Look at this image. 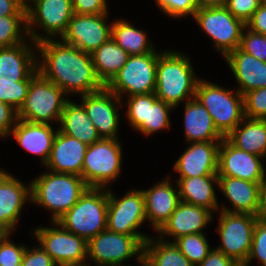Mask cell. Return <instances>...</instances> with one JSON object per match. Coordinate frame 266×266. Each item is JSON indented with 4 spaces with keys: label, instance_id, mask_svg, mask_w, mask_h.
I'll return each mask as SVG.
<instances>
[{
    "label": "cell",
    "instance_id": "6da1fadb",
    "mask_svg": "<svg viewBox=\"0 0 266 266\" xmlns=\"http://www.w3.org/2000/svg\"><path fill=\"white\" fill-rule=\"evenodd\" d=\"M37 69L71 99L102 90L90 53L64 43L47 39L37 43Z\"/></svg>",
    "mask_w": 266,
    "mask_h": 266
},
{
    "label": "cell",
    "instance_id": "7a4b0ae2",
    "mask_svg": "<svg viewBox=\"0 0 266 266\" xmlns=\"http://www.w3.org/2000/svg\"><path fill=\"white\" fill-rule=\"evenodd\" d=\"M182 51L163 49L156 68L155 96L174 109L195 97L196 86L201 78L195 72L191 56Z\"/></svg>",
    "mask_w": 266,
    "mask_h": 266
},
{
    "label": "cell",
    "instance_id": "3957f363",
    "mask_svg": "<svg viewBox=\"0 0 266 266\" xmlns=\"http://www.w3.org/2000/svg\"><path fill=\"white\" fill-rule=\"evenodd\" d=\"M30 182L31 205L49 211L52 222L64 215L89 188L81 176L47 169Z\"/></svg>",
    "mask_w": 266,
    "mask_h": 266
},
{
    "label": "cell",
    "instance_id": "277c9868",
    "mask_svg": "<svg viewBox=\"0 0 266 266\" xmlns=\"http://www.w3.org/2000/svg\"><path fill=\"white\" fill-rule=\"evenodd\" d=\"M195 98L208 110L217 131L226 138L244 118L243 95L236 88L199 79Z\"/></svg>",
    "mask_w": 266,
    "mask_h": 266
},
{
    "label": "cell",
    "instance_id": "5b68a950",
    "mask_svg": "<svg viewBox=\"0 0 266 266\" xmlns=\"http://www.w3.org/2000/svg\"><path fill=\"white\" fill-rule=\"evenodd\" d=\"M108 189L88 188L56 222L87 242L107 229Z\"/></svg>",
    "mask_w": 266,
    "mask_h": 266
},
{
    "label": "cell",
    "instance_id": "8992f818",
    "mask_svg": "<svg viewBox=\"0 0 266 266\" xmlns=\"http://www.w3.org/2000/svg\"><path fill=\"white\" fill-rule=\"evenodd\" d=\"M152 235H126L105 229L87 242V265L124 266L134 257L138 262L144 256V243Z\"/></svg>",
    "mask_w": 266,
    "mask_h": 266
},
{
    "label": "cell",
    "instance_id": "52a82bcc",
    "mask_svg": "<svg viewBox=\"0 0 266 266\" xmlns=\"http://www.w3.org/2000/svg\"><path fill=\"white\" fill-rule=\"evenodd\" d=\"M119 139H100L88 145L81 177L89 188H111L123 167V145Z\"/></svg>",
    "mask_w": 266,
    "mask_h": 266
},
{
    "label": "cell",
    "instance_id": "ba28073f",
    "mask_svg": "<svg viewBox=\"0 0 266 266\" xmlns=\"http://www.w3.org/2000/svg\"><path fill=\"white\" fill-rule=\"evenodd\" d=\"M69 97L53 82L38 73L31 81L24 103L17 111L19 120L50 124L60 122Z\"/></svg>",
    "mask_w": 266,
    "mask_h": 266
},
{
    "label": "cell",
    "instance_id": "9c48e42d",
    "mask_svg": "<svg viewBox=\"0 0 266 266\" xmlns=\"http://www.w3.org/2000/svg\"><path fill=\"white\" fill-rule=\"evenodd\" d=\"M73 14L71 0H27L28 37L34 43L47 39H61Z\"/></svg>",
    "mask_w": 266,
    "mask_h": 266
},
{
    "label": "cell",
    "instance_id": "30bf717a",
    "mask_svg": "<svg viewBox=\"0 0 266 266\" xmlns=\"http://www.w3.org/2000/svg\"><path fill=\"white\" fill-rule=\"evenodd\" d=\"M161 49L142 55H131L127 62L105 86L120 99L133 95L154 93L156 68Z\"/></svg>",
    "mask_w": 266,
    "mask_h": 266
},
{
    "label": "cell",
    "instance_id": "8fae6325",
    "mask_svg": "<svg viewBox=\"0 0 266 266\" xmlns=\"http://www.w3.org/2000/svg\"><path fill=\"white\" fill-rule=\"evenodd\" d=\"M121 100L122 106L126 107L124 116L128 125L145 138L171 129L170 113L175 109L158 99L155 93L133 95Z\"/></svg>",
    "mask_w": 266,
    "mask_h": 266
},
{
    "label": "cell",
    "instance_id": "7c38bea8",
    "mask_svg": "<svg viewBox=\"0 0 266 266\" xmlns=\"http://www.w3.org/2000/svg\"><path fill=\"white\" fill-rule=\"evenodd\" d=\"M32 230L29 229L31 239L37 241L57 266L87 264V241L58 222L50 221L49 226L37 225Z\"/></svg>",
    "mask_w": 266,
    "mask_h": 266
},
{
    "label": "cell",
    "instance_id": "4fadbf2b",
    "mask_svg": "<svg viewBox=\"0 0 266 266\" xmlns=\"http://www.w3.org/2000/svg\"><path fill=\"white\" fill-rule=\"evenodd\" d=\"M216 232L220 245L214 247L235 263L246 262L252 245L258 216L248 213H231L219 210Z\"/></svg>",
    "mask_w": 266,
    "mask_h": 266
},
{
    "label": "cell",
    "instance_id": "5bb4252c",
    "mask_svg": "<svg viewBox=\"0 0 266 266\" xmlns=\"http://www.w3.org/2000/svg\"><path fill=\"white\" fill-rule=\"evenodd\" d=\"M193 20L202 29L200 31L210 38L214 50L221 57L240 46L245 24L224 6L198 9Z\"/></svg>",
    "mask_w": 266,
    "mask_h": 266
},
{
    "label": "cell",
    "instance_id": "9a60e30c",
    "mask_svg": "<svg viewBox=\"0 0 266 266\" xmlns=\"http://www.w3.org/2000/svg\"><path fill=\"white\" fill-rule=\"evenodd\" d=\"M115 193L108 189L107 229L126 235H148L138 230L147 223L142 190L134 187L122 196Z\"/></svg>",
    "mask_w": 266,
    "mask_h": 266
},
{
    "label": "cell",
    "instance_id": "2e32d148",
    "mask_svg": "<svg viewBox=\"0 0 266 266\" xmlns=\"http://www.w3.org/2000/svg\"><path fill=\"white\" fill-rule=\"evenodd\" d=\"M91 122L101 139H119L122 100L106 87L102 90L79 96Z\"/></svg>",
    "mask_w": 266,
    "mask_h": 266
},
{
    "label": "cell",
    "instance_id": "e0dca14e",
    "mask_svg": "<svg viewBox=\"0 0 266 266\" xmlns=\"http://www.w3.org/2000/svg\"><path fill=\"white\" fill-rule=\"evenodd\" d=\"M109 15L110 13L98 15L74 13L61 40L91 54L111 38L113 20L109 21Z\"/></svg>",
    "mask_w": 266,
    "mask_h": 266
},
{
    "label": "cell",
    "instance_id": "ac0fdd59",
    "mask_svg": "<svg viewBox=\"0 0 266 266\" xmlns=\"http://www.w3.org/2000/svg\"><path fill=\"white\" fill-rule=\"evenodd\" d=\"M27 183L0 170V233L17 232L22 211L31 204V182Z\"/></svg>",
    "mask_w": 266,
    "mask_h": 266
},
{
    "label": "cell",
    "instance_id": "d6986e66",
    "mask_svg": "<svg viewBox=\"0 0 266 266\" xmlns=\"http://www.w3.org/2000/svg\"><path fill=\"white\" fill-rule=\"evenodd\" d=\"M217 175L261 182L265 177L264 158L240 150L223 138L218 152Z\"/></svg>",
    "mask_w": 266,
    "mask_h": 266
},
{
    "label": "cell",
    "instance_id": "ffe728a7",
    "mask_svg": "<svg viewBox=\"0 0 266 266\" xmlns=\"http://www.w3.org/2000/svg\"><path fill=\"white\" fill-rule=\"evenodd\" d=\"M164 179L155 182L151 187L141 189L144 196L145 213L149 228L155 233L172 215L175 208L181 202L177 182L171 178L173 175H165Z\"/></svg>",
    "mask_w": 266,
    "mask_h": 266
},
{
    "label": "cell",
    "instance_id": "44dd1931",
    "mask_svg": "<svg viewBox=\"0 0 266 266\" xmlns=\"http://www.w3.org/2000/svg\"><path fill=\"white\" fill-rule=\"evenodd\" d=\"M215 216L204 207L180 202L155 236L163 241L173 242L184 235L206 233L205 229L212 224Z\"/></svg>",
    "mask_w": 266,
    "mask_h": 266
},
{
    "label": "cell",
    "instance_id": "7402d4cb",
    "mask_svg": "<svg viewBox=\"0 0 266 266\" xmlns=\"http://www.w3.org/2000/svg\"><path fill=\"white\" fill-rule=\"evenodd\" d=\"M221 141L192 142L175 160L174 177H201L217 175L218 152Z\"/></svg>",
    "mask_w": 266,
    "mask_h": 266
},
{
    "label": "cell",
    "instance_id": "603a6c76",
    "mask_svg": "<svg viewBox=\"0 0 266 266\" xmlns=\"http://www.w3.org/2000/svg\"><path fill=\"white\" fill-rule=\"evenodd\" d=\"M218 179V189L225 197V201L227 199L230 203L228 205L225 204L227 202L219 203V210L258 216L260 182H250L228 176H218Z\"/></svg>",
    "mask_w": 266,
    "mask_h": 266
},
{
    "label": "cell",
    "instance_id": "cb8c5ba5",
    "mask_svg": "<svg viewBox=\"0 0 266 266\" xmlns=\"http://www.w3.org/2000/svg\"><path fill=\"white\" fill-rule=\"evenodd\" d=\"M57 132L58 127L53 128V125L18 119L10 131L9 138L13 137L16 144L24 151L40 158L39 163L44 167L49 159Z\"/></svg>",
    "mask_w": 266,
    "mask_h": 266
},
{
    "label": "cell",
    "instance_id": "d4e9b609",
    "mask_svg": "<svg viewBox=\"0 0 266 266\" xmlns=\"http://www.w3.org/2000/svg\"><path fill=\"white\" fill-rule=\"evenodd\" d=\"M85 143L62 133L59 129L53 142L46 167L54 173L74 174L81 176L85 152Z\"/></svg>",
    "mask_w": 266,
    "mask_h": 266
},
{
    "label": "cell",
    "instance_id": "484cf974",
    "mask_svg": "<svg viewBox=\"0 0 266 266\" xmlns=\"http://www.w3.org/2000/svg\"><path fill=\"white\" fill-rule=\"evenodd\" d=\"M37 68V43L30 38L0 48V80H25Z\"/></svg>",
    "mask_w": 266,
    "mask_h": 266
},
{
    "label": "cell",
    "instance_id": "4316f807",
    "mask_svg": "<svg viewBox=\"0 0 266 266\" xmlns=\"http://www.w3.org/2000/svg\"><path fill=\"white\" fill-rule=\"evenodd\" d=\"M223 60L235 77L236 89L242 95L266 87V62L260 61L239 47L229 52Z\"/></svg>",
    "mask_w": 266,
    "mask_h": 266
},
{
    "label": "cell",
    "instance_id": "83f0119b",
    "mask_svg": "<svg viewBox=\"0 0 266 266\" xmlns=\"http://www.w3.org/2000/svg\"><path fill=\"white\" fill-rule=\"evenodd\" d=\"M184 143L222 141L208 110L195 97L183 103Z\"/></svg>",
    "mask_w": 266,
    "mask_h": 266
},
{
    "label": "cell",
    "instance_id": "f1b7e54d",
    "mask_svg": "<svg viewBox=\"0 0 266 266\" xmlns=\"http://www.w3.org/2000/svg\"><path fill=\"white\" fill-rule=\"evenodd\" d=\"M181 202L204 207L212 213L219 211L218 175H206L201 177H177Z\"/></svg>",
    "mask_w": 266,
    "mask_h": 266
},
{
    "label": "cell",
    "instance_id": "f546056e",
    "mask_svg": "<svg viewBox=\"0 0 266 266\" xmlns=\"http://www.w3.org/2000/svg\"><path fill=\"white\" fill-rule=\"evenodd\" d=\"M58 129L86 145H91L101 139L83 105L73 99L66 102Z\"/></svg>",
    "mask_w": 266,
    "mask_h": 266
},
{
    "label": "cell",
    "instance_id": "4dcf8cb0",
    "mask_svg": "<svg viewBox=\"0 0 266 266\" xmlns=\"http://www.w3.org/2000/svg\"><path fill=\"white\" fill-rule=\"evenodd\" d=\"M226 139L238 149L265 159L266 120L244 117Z\"/></svg>",
    "mask_w": 266,
    "mask_h": 266
},
{
    "label": "cell",
    "instance_id": "1f68e13d",
    "mask_svg": "<svg viewBox=\"0 0 266 266\" xmlns=\"http://www.w3.org/2000/svg\"><path fill=\"white\" fill-rule=\"evenodd\" d=\"M147 32L143 28H137L128 19L118 18L113 20L111 37L130 56L142 55L150 53L156 48Z\"/></svg>",
    "mask_w": 266,
    "mask_h": 266
},
{
    "label": "cell",
    "instance_id": "d6a6232c",
    "mask_svg": "<svg viewBox=\"0 0 266 266\" xmlns=\"http://www.w3.org/2000/svg\"><path fill=\"white\" fill-rule=\"evenodd\" d=\"M95 73L106 86L119 72L129 58V54L111 37L106 43L91 53Z\"/></svg>",
    "mask_w": 266,
    "mask_h": 266
},
{
    "label": "cell",
    "instance_id": "836d02e7",
    "mask_svg": "<svg viewBox=\"0 0 266 266\" xmlns=\"http://www.w3.org/2000/svg\"><path fill=\"white\" fill-rule=\"evenodd\" d=\"M144 257L151 266H194L175 246L157 236L144 243Z\"/></svg>",
    "mask_w": 266,
    "mask_h": 266
},
{
    "label": "cell",
    "instance_id": "e575fe53",
    "mask_svg": "<svg viewBox=\"0 0 266 266\" xmlns=\"http://www.w3.org/2000/svg\"><path fill=\"white\" fill-rule=\"evenodd\" d=\"M206 237L205 233L188 234L173 243L194 266H198L214 248Z\"/></svg>",
    "mask_w": 266,
    "mask_h": 266
},
{
    "label": "cell",
    "instance_id": "d590c367",
    "mask_svg": "<svg viewBox=\"0 0 266 266\" xmlns=\"http://www.w3.org/2000/svg\"><path fill=\"white\" fill-rule=\"evenodd\" d=\"M28 38L26 15L0 17V48L23 43Z\"/></svg>",
    "mask_w": 266,
    "mask_h": 266
},
{
    "label": "cell",
    "instance_id": "8d00e7d4",
    "mask_svg": "<svg viewBox=\"0 0 266 266\" xmlns=\"http://www.w3.org/2000/svg\"><path fill=\"white\" fill-rule=\"evenodd\" d=\"M36 68L25 80H0V101L19 110L28 94L30 81L38 74Z\"/></svg>",
    "mask_w": 266,
    "mask_h": 266
},
{
    "label": "cell",
    "instance_id": "74e56055",
    "mask_svg": "<svg viewBox=\"0 0 266 266\" xmlns=\"http://www.w3.org/2000/svg\"><path fill=\"white\" fill-rule=\"evenodd\" d=\"M13 235L14 233H0V266H15L22 262L28 244H15L12 240Z\"/></svg>",
    "mask_w": 266,
    "mask_h": 266
},
{
    "label": "cell",
    "instance_id": "f35d334b",
    "mask_svg": "<svg viewBox=\"0 0 266 266\" xmlns=\"http://www.w3.org/2000/svg\"><path fill=\"white\" fill-rule=\"evenodd\" d=\"M155 5L161 13L168 18H193L198 10L195 0H154Z\"/></svg>",
    "mask_w": 266,
    "mask_h": 266
},
{
    "label": "cell",
    "instance_id": "ab89813d",
    "mask_svg": "<svg viewBox=\"0 0 266 266\" xmlns=\"http://www.w3.org/2000/svg\"><path fill=\"white\" fill-rule=\"evenodd\" d=\"M244 117L266 120V87L243 94Z\"/></svg>",
    "mask_w": 266,
    "mask_h": 266
},
{
    "label": "cell",
    "instance_id": "60d3db41",
    "mask_svg": "<svg viewBox=\"0 0 266 266\" xmlns=\"http://www.w3.org/2000/svg\"><path fill=\"white\" fill-rule=\"evenodd\" d=\"M255 260L258 266H266V220L260 218L255 224L251 250L246 263L253 266Z\"/></svg>",
    "mask_w": 266,
    "mask_h": 266
},
{
    "label": "cell",
    "instance_id": "b9f144b4",
    "mask_svg": "<svg viewBox=\"0 0 266 266\" xmlns=\"http://www.w3.org/2000/svg\"><path fill=\"white\" fill-rule=\"evenodd\" d=\"M239 48L260 61L266 62V35L253 32L245 26Z\"/></svg>",
    "mask_w": 266,
    "mask_h": 266
},
{
    "label": "cell",
    "instance_id": "7bdbcfd3",
    "mask_svg": "<svg viewBox=\"0 0 266 266\" xmlns=\"http://www.w3.org/2000/svg\"><path fill=\"white\" fill-rule=\"evenodd\" d=\"M264 0H226L224 7L246 24Z\"/></svg>",
    "mask_w": 266,
    "mask_h": 266
},
{
    "label": "cell",
    "instance_id": "ee69618b",
    "mask_svg": "<svg viewBox=\"0 0 266 266\" xmlns=\"http://www.w3.org/2000/svg\"><path fill=\"white\" fill-rule=\"evenodd\" d=\"M35 242L33 246H27L23 257L22 266H57L44 249Z\"/></svg>",
    "mask_w": 266,
    "mask_h": 266
},
{
    "label": "cell",
    "instance_id": "f6af8a7d",
    "mask_svg": "<svg viewBox=\"0 0 266 266\" xmlns=\"http://www.w3.org/2000/svg\"><path fill=\"white\" fill-rule=\"evenodd\" d=\"M73 11L79 15L110 13L108 0H71Z\"/></svg>",
    "mask_w": 266,
    "mask_h": 266
},
{
    "label": "cell",
    "instance_id": "bcb514c9",
    "mask_svg": "<svg viewBox=\"0 0 266 266\" xmlns=\"http://www.w3.org/2000/svg\"><path fill=\"white\" fill-rule=\"evenodd\" d=\"M18 120L17 110L0 101V140H6Z\"/></svg>",
    "mask_w": 266,
    "mask_h": 266
},
{
    "label": "cell",
    "instance_id": "7dc6e473",
    "mask_svg": "<svg viewBox=\"0 0 266 266\" xmlns=\"http://www.w3.org/2000/svg\"><path fill=\"white\" fill-rule=\"evenodd\" d=\"M245 26L253 32L266 35V0L260 4Z\"/></svg>",
    "mask_w": 266,
    "mask_h": 266
},
{
    "label": "cell",
    "instance_id": "c3c4849f",
    "mask_svg": "<svg viewBox=\"0 0 266 266\" xmlns=\"http://www.w3.org/2000/svg\"><path fill=\"white\" fill-rule=\"evenodd\" d=\"M10 15H26V1L0 0V17Z\"/></svg>",
    "mask_w": 266,
    "mask_h": 266
},
{
    "label": "cell",
    "instance_id": "681fc988",
    "mask_svg": "<svg viewBox=\"0 0 266 266\" xmlns=\"http://www.w3.org/2000/svg\"><path fill=\"white\" fill-rule=\"evenodd\" d=\"M235 262L215 248L198 266H233Z\"/></svg>",
    "mask_w": 266,
    "mask_h": 266
},
{
    "label": "cell",
    "instance_id": "f907efd6",
    "mask_svg": "<svg viewBox=\"0 0 266 266\" xmlns=\"http://www.w3.org/2000/svg\"><path fill=\"white\" fill-rule=\"evenodd\" d=\"M258 217L266 220V175L260 182Z\"/></svg>",
    "mask_w": 266,
    "mask_h": 266
},
{
    "label": "cell",
    "instance_id": "816d5d0a",
    "mask_svg": "<svg viewBox=\"0 0 266 266\" xmlns=\"http://www.w3.org/2000/svg\"><path fill=\"white\" fill-rule=\"evenodd\" d=\"M226 0H195L198 9L222 7Z\"/></svg>",
    "mask_w": 266,
    "mask_h": 266
},
{
    "label": "cell",
    "instance_id": "f5cc1de1",
    "mask_svg": "<svg viewBox=\"0 0 266 266\" xmlns=\"http://www.w3.org/2000/svg\"><path fill=\"white\" fill-rule=\"evenodd\" d=\"M140 263V264H139ZM138 266L140 265V266H151L150 264H149V262L145 259V257L143 256L141 259H140V261H138ZM124 266H132L131 264L130 265H124ZM134 266V265H133Z\"/></svg>",
    "mask_w": 266,
    "mask_h": 266
},
{
    "label": "cell",
    "instance_id": "db71d44e",
    "mask_svg": "<svg viewBox=\"0 0 266 266\" xmlns=\"http://www.w3.org/2000/svg\"><path fill=\"white\" fill-rule=\"evenodd\" d=\"M233 266H252L246 262H238V263H235Z\"/></svg>",
    "mask_w": 266,
    "mask_h": 266
},
{
    "label": "cell",
    "instance_id": "11a10c76",
    "mask_svg": "<svg viewBox=\"0 0 266 266\" xmlns=\"http://www.w3.org/2000/svg\"><path fill=\"white\" fill-rule=\"evenodd\" d=\"M58 266H88V265L86 264V265H58Z\"/></svg>",
    "mask_w": 266,
    "mask_h": 266
},
{
    "label": "cell",
    "instance_id": "9f6ffc18",
    "mask_svg": "<svg viewBox=\"0 0 266 266\" xmlns=\"http://www.w3.org/2000/svg\"><path fill=\"white\" fill-rule=\"evenodd\" d=\"M264 161L266 163V157H265ZM265 175H266V164H265Z\"/></svg>",
    "mask_w": 266,
    "mask_h": 266
}]
</instances>
